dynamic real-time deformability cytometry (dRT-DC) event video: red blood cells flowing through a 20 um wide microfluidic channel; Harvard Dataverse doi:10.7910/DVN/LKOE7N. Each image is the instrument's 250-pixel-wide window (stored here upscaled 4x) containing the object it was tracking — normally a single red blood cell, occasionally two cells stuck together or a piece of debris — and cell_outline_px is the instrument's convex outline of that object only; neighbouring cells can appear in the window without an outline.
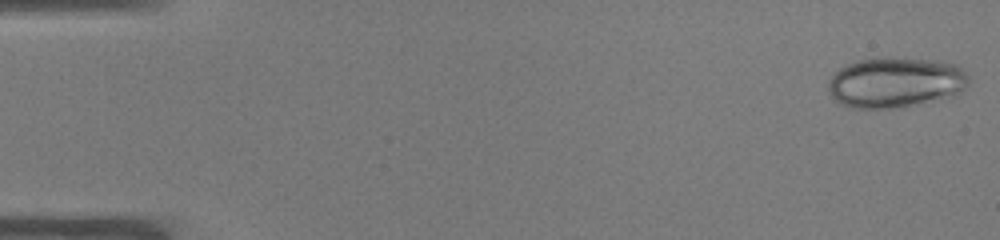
{"species": "common noctule bat (a hibernating species)", "species_latin": "Nyctalus noctula", "temperature_condition": "warm", "stored_images_in_passage": 49, "camera_frame_rate_fps": 3000, "um_per_image_px": 0.085, "animal": {"sex": "male", "body_mass_g": 19.0, "forearm_length_mm": 50.8}, "frame": {"image": 1, "passage_image": 1, "time_ms": 0.0, "image_size_px": [1000, 240], "cell_outline_px": [[968, 84], [964, 88], [952, 96], [904, 108], [848, 108], [840, 104], [828, 92], [828, 80], [840, 68], [848, 64], [860, 60], [888, 56], [932, 60], [956, 64], [968, 76]], "centroid_in_image_um": [76.09, 7.01], "position_along_channel_um": 8.9, "area_um2": 41.56}}